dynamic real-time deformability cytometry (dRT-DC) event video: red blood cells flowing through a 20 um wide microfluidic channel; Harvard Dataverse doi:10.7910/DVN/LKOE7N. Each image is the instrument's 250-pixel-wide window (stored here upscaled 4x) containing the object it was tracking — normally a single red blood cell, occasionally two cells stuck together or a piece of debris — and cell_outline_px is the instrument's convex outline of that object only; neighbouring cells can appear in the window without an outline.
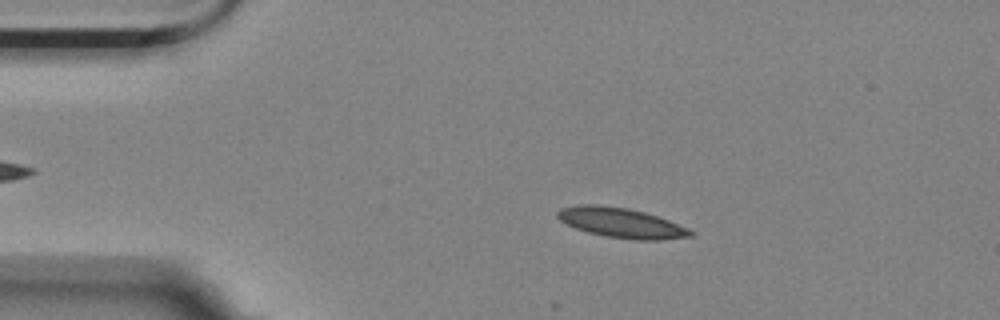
{"species": "Egyptian fruit bat (a non-hibernating species)", "species_latin": "Rousettus aegyptiacus", "temperature_condition": "room temperature", "stored_images_in_passage": 6, "camera_frame_rate_fps": 3000, "um_per_image_px": 0.085, "animal": {"sex": "female"}, "frame": {"image": 1, "passage_image": 3, "time_ms": 0.667, "image_size_px": [1000, 320], "cell_outline_px": [[696, 232], [692, 236], [660, 240], [636, 240], [608, 236], [588, 232], [576, 228], [560, 220], [556, 216], [556, 212], [560, 208], [576, 204], [596, 204], [628, 208], [644, 212], [668, 220], [688, 228]], "centroid_in_image_um": [52.8, 18.93], "position_along_channel_um": 32.2, "area_um2": 23.12}}
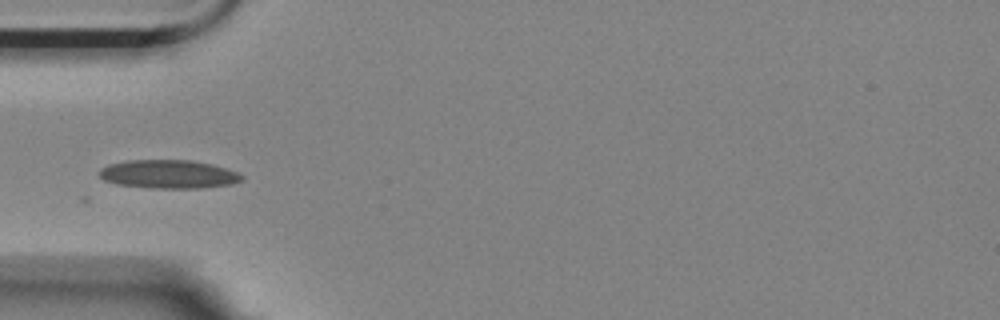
{"frame": {"image": 2, "passage_image": 5, "time_ms": 1.333, "image_size_px": [1000, 320], "cell_outline_px": [[244, 180], [232, 184], [200, 188], [152, 188], [116, 184], [104, 180], [96, 172], [100, 168], [108, 164], [128, 160], [192, 160], [212, 164], [236, 172], [244, 176]], "centroid_in_image_um": [14.3, 14.8], "position_along_channel_um": 70.7, "area_um2": 23.81}}
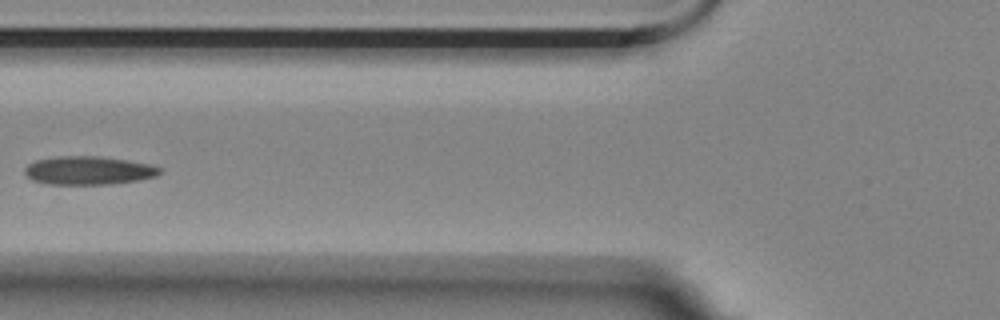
{"frame": {"image": 3, "passage_image": 6, "time_ms": 1.667, "image_size_px": [1000, 320], "cell_outline_px": [[160, 172], [156, 176], [136, 180], [112, 184], [44, 184], [32, 180], [24, 172], [24, 168], [28, 164], [36, 160], [60, 156], [100, 156], [128, 160], [148, 164], [160, 168]], "centroid_in_image_um": [7.48, 14.49], "position_along_channel_um": 118.3, "area_um2": 22.25}}